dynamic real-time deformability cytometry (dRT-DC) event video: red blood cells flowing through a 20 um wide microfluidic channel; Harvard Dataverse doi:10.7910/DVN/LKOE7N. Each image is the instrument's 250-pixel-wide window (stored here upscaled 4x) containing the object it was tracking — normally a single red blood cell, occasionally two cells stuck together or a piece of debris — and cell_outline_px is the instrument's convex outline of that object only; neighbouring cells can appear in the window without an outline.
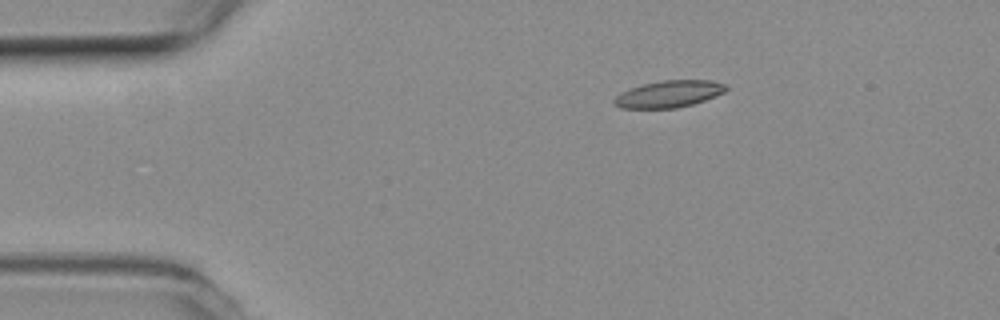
{"species": "common noctule bat (a hibernating species)", "species_latin": "Nyctalus noctula", "temperature_condition": "room temperature", "stored_images_in_passage": 41, "camera_frame_rate_fps": 3000, "um_per_image_px": 0.085, "animal": {"sex": "female", "body_mass_g": 19.3, "forearm_length_mm": 54.1}, "frame": {"image": 1, "passage_image": 1, "time_ms": 0.0, "image_size_px": [1000, 320], "cell_outline_px": [[728, 88], [724, 92], [716, 96], [692, 104], [676, 108], [620, 108], [612, 100], [620, 92], [640, 84], [664, 80], [712, 80], [728, 84]], "centroid_in_image_um": [56.87, 7.97], "position_along_channel_um": 28.1, "area_um2": 17.63}}
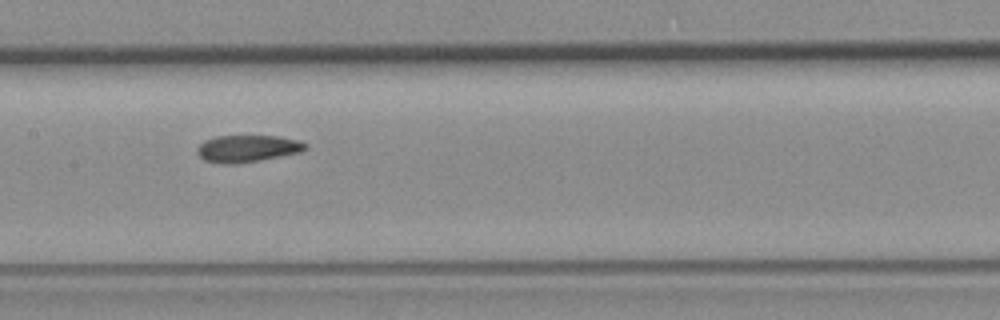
{"frame": {"image": 2, "passage_image": 18, "time_ms": 5.667, "image_size_px": [1000, 320], "cell_outline_px": [[308, 148], [300, 152], [256, 160], [204, 160], [196, 152], [196, 148], [204, 140], [216, 136], [280, 136], [300, 140], [308, 144]], "centroid_in_image_um": [21.11, 12.55], "position_along_channel_um": 186.3, "area_um2": 16.07}}
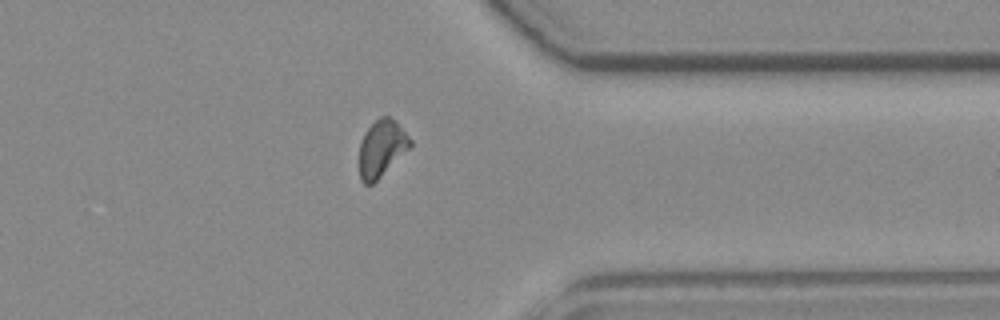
{"frame": {"image": 3, "passage_image": 34, "time_ms": 11.0, "image_size_px": [1000, 320], "cell_outline_px": [[412, 144], [372, 184], [364, 184], [360, 180], [360, 144], [364, 132], [380, 116], [388, 116], [396, 120], [412, 140]], "centroid_in_image_um": [32.43, 12.57], "position_along_channel_um": 379.0, "area_um2": 16.42}, "authors_computed_cell_mechanics": {"area_um2": 17.2244, "velocity_mm_per_s": 3.7825, "shape_relaxation_time_tau1_ms": null, "shape_relaxation_time_tau2_ms": 3.5814, "deformation_change_tau1": null, "deformation_change_tau2": 0.0983}}